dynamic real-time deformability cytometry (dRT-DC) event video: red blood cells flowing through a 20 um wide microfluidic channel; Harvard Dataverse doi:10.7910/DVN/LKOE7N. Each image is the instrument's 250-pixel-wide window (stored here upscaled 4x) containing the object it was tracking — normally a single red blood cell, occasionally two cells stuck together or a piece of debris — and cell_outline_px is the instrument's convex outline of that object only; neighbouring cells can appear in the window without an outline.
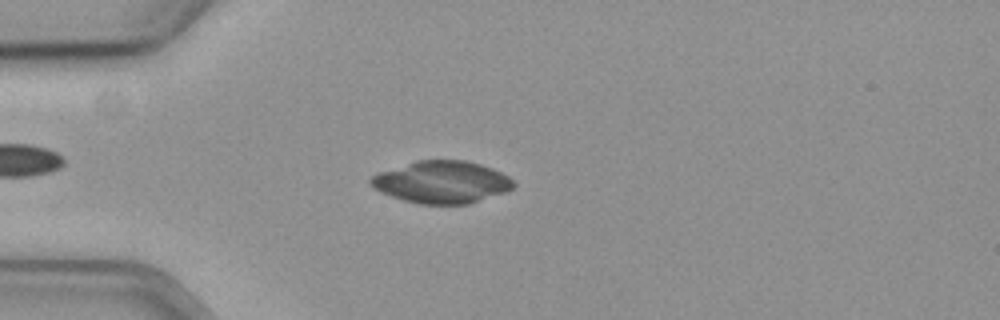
{"species": "common noctule bat (a hibernating species)", "species_latin": "Nyctalus noctula", "temperature_condition": "cold", "stored_images_in_passage": 58, "camera_frame_rate_fps": 3000, "um_per_image_px": 0.085, "animal": {"sex": "female", "body_mass_g": 19.3, "forearm_length_mm": 54.1}, "frame": {"image": 1, "passage_image": 16, "time_ms": 5.0, "image_size_px": [1000, 320], "cell_outline_px": [[516, 184], [512, 188], [504, 192], [468, 204], [420, 204], [404, 200], [380, 192], [372, 188], [368, 180], [376, 172], [416, 160], [464, 160], [480, 164], [492, 168], [508, 176]], "centroid_in_image_um": [37.49, 15.47], "position_along_channel_um": 47.5, "area_um2": 35.2}}
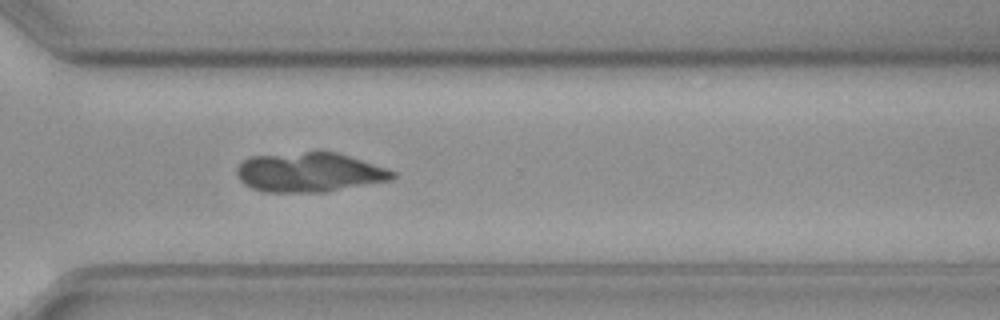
{"frame": {"image": 2, "passage_image": 42, "time_ms": 13.667, "image_size_px": [1000, 320], "cell_outline_px": [[396, 176], [392, 180], [328, 192], [264, 192], [252, 188], [244, 184], [236, 176], [236, 168], [244, 160], [252, 156], [304, 152], [336, 152], [396, 172]], "centroid_in_image_um": [26.28, 14.67], "position_along_channel_um": 344.3, "area_um2": 35.72}}